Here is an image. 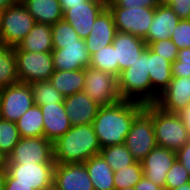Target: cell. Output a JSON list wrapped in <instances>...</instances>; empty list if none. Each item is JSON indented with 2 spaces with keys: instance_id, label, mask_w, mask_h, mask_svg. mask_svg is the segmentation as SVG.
I'll use <instances>...</instances> for the list:
<instances>
[{
  "instance_id": "ab89813d",
  "label": "cell",
  "mask_w": 190,
  "mask_h": 190,
  "mask_svg": "<svg viewBox=\"0 0 190 190\" xmlns=\"http://www.w3.org/2000/svg\"><path fill=\"white\" fill-rule=\"evenodd\" d=\"M160 5L170 8L182 19H190V0H159Z\"/></svg>"
},
{
  "instance_id": "1f68e13d",
  "label": "cell",
  "mask_w": 190,
  "mask_h": 190,
  "mask_svg": "<svg viewBox=\"0 0 190 190\" xmlns=\"http://www.w3.org/2000/svg\"><path fill=\"white\" fill-rule=\"evenodd\" d=\"M35 105L63 103L64 97L49 80L36 81L30 84Z\"/></svg>"
},
{
  "instance_id": "30bf717a",
  "label": "cell",
  "mask_w": 190,
  "mask_h": 190,
  "mask_svg": "<svg viewBox=\"0 0 190 190\" xmlns=\"http://www.w3.org/2000/svg\"><path fill=\"white\" fill-rule=\"evenodd\" d=\"M85 72L83 91L99 106H108L121 100L118 92L117 77L91 66L86 67Z\"/></svg>"
},
{
  "instance_id": "f1b7e54d",
  "label": "cell",
  "mask_w": 190,
  "mask_h": 190,
  "mask_svg": "<svg viewBox=\"0 0 190 190\" xmlns=\"http://www.w3.org/2000/svg\"><path fill=\"white\" fill-rule=\"evenodd\" d=\"M19 82L14 48L0 44V88Z\"/></svg>"
},
{
  "instance_id": "f6af8a7d",
  "label": "cell",
  "mask_w": 190,
  "mask_h": 190,
  "mask_svg": "<svg viewBox=\"0 0 190 190\" xmlns=\"http://www.w3.org/2000/svg\"><path fill=\"white\" fill-rule=\"evenodd\" d=\"M178 117L184 122L188 136L190 138V104L184 109L176 113Z\"/></svg>"
},
{
  "instance_id": "2e32d148",
  "label": "cell",
  "mask_w": 190,
  "mask_h": 190,
  "mask_svg": "<svg viewBox=\"0 0 190 190\" xmlns=\"http://www.w3.org/2000/svg\"><path fill=\"white\" fill-rule=\"evenodd\" d=\"M176 160V152L161 146H156L141 161L143 175L154 184L164 187L166 174Z\"/></svg>"
},
{
  "instance_id": "e0dca14e",
  "label": "cell",
  "mask_w": 190,
  "mask_h": 190,
  "mask_svg": "<svg viewBox=\"0 0 190 190\" xmlns=\"http://www.w3.org/2000/svg\"><path fill=\"white\" fill-rule=\"evenodd\" d=\"M163 111L177 113L190 104V77H173L155 103Z\"/></svg>"
},
{
  "instance_id": "9f6ffc18",
  "label": "cell",
  "mask_w": 190,
  "mask_h": 190,
  "mask_svg": "<svg viewBox=\"0 0 190 190\" xmlns=\"http://www.w3.org/2000/svg\"><path fill=\"white\" fill-rule=\"evenodd\" d=\"M159 190H167L165 187H161Z\"/></svg>"
},
{
  "instance_id": "60d3db41",
  "label": "cell",
  "mask_w": 190,
  "mask_h": 190,
  "mask_svg": "<svg viewBox=\"0 0 190 190\" xmlns=\"http://www.w3.org/2000/svg\"><path fill=\"white\" fill-rule=\"evenodd\" d=\"M176 159L190 173V140L181 149L176 151Z\"/></svg>"
},
{
  "instance_id": "74e56055",
  "label": "cell",
  "mask_w": 190,
  "mask_h": 190,
  "mask_svg": "<svg viewBox=\"0 0 190 190\" xmlns=\"http://www.w3.org/2000/svg\"><path fill=\"white\" fill-rule=\"evenodd\" d=\"M148 47L156 54L164 57L173 63L177 57L179 49L171 39H165L157 42H152Z\"/></svg>"
},
{
  "instance_id": "3957f363",
  "label": "cell",
  "mask_w": 190,
  "mask_h": 190,
  "mask_svg": "<svg viewBox=\"0 0 190 190\" xmlns=\"http://www.w3.org/2000/svg\"><path fill=\"white\" fill-rule=\"evenodd\" d=\"M148 46L140 57L117 77L118 92L123 100L152 104V85L148 73Z\"/></svg>"
},
{
  "instance_id": "8fae6325",
  "label": "cell",
  "mask_w": 190,
  "mask_h": 190,
  "mask_svg": "<svg viewBox=\"0 0 190 190\" xmlns=\"http://www.w3.org/2000/svg\"><path fill=\"white\" fill-rule=\"evenodd\" d=\"M55 163L7 164L4 178H14V184H24L42 190L53 183Z\"/></svg>"
},
{
  "instance_id": "ac0fdd59",
  "label": "cell",
  "mask_w": 190,
  "mask_h": 190,
  "mask_svg": "<svg viewBox=\"0 0 190 190\" xmlns=\"http://www.w3.org/2000/svg\"><path fill=\"white\" fill-rule=\"evenodd\" d=\"M117 29L110 10L106 7L95 19L90 34L85 39L90 56L112 44Z\"/></svg>"
},
{
  "instance_id": "ffe728a7",
  "label": "cell",
  "mask_w": 190,
  "mask_h": 190,
  "mask_svg": "<svg viewBox=\"0 0 190 190\" xmlns=\"http://www.w3.org/2000/svg\"><path fill=\"white\" fill-rule=\"evenodd\" d=\"M112 44L116 50L119 74L130 67L147 48V43L144 39L119 31L116 32Z\"/></svg>"
},
{
  "instance_id": "bcb514c9",
  "label": "cell",
  "mask_w": 190,
  "mask_h": 190,
  "mask_svg": "<svg viewBox=\"0 0 190 190\" xmlns=\"http://www.w3.org/2000/svg\"><path fill=\"white\" fill-rule=\"evenodd\" d=\"M88 1L89 0H59L63 12L68 9V5L85 4Z\"/></svg>"
},
{
  "instance_id": "d4e9b609",
  "label": "cell",
  "mask_w": 190,
  "mask_h": 190,
  "mask_svg": "<svg viewBox=\"0 0 190 190\" xmlns=\"http://www.w3.org/2000/svg\"><path fill=\"white\" fill-rule=\"evenodd\" d=\"M35 22L54 25L63 19L59 0H20Z\"/></svg>"
},
{
  "instance_id": "f5cc1de1",
  "label": "cell",
  "mask_w": 190,
  "mask_h": 190,
  "mask_svg": "<svg viewBox=\"0 0 190 190\" xmlns=\"http://www.w3.org/2000/svg\"><path fill=\"white\" fill-rule=\"evenodd\" d=\"M42 190H57L56 186L52 183L51 185L44 187Z\"/></svg>"
},
{
  "instance_id": "7a4b0ae2",
  "label": "cell",
  "mask_w": 190,
  "mask_h": 190,
  "mask_svg": "<svg viewBox=\"0 0 190 190\" xmlns=\"http://www.w3.org/2000/svg\"><path fill=\"white\" fill-rule=\"evenodd\" d=\"M100 150L93 125H75L53 143V158L58 164L84 163Z\"/></svg>"
},
{
  "instance_id": "f907efd6",
  "label": "cell",
  "mask_w": 190,
  "mask_h": 190,
  "mask_svg": "<svg viewBox=\"0 0 190 190\" xmlns=\"http://www.w3.org/2000/svg\"><path fill=\"white\" fill-rule=\"evenodd\" d=\"M172 190H190V182L184 184V185H181L177 188H174Z\"/></svg>"
},
{
  "instance_id": "ba28073f",
  "label": "cell",
  "mask_w": 190,
  "mask_h": 190,
  "mask_svg": "<svg viewBox=\"0 0 190 190\" xmlns=\"http://www.w3.org/2000/svg\"><path fill=\"white\" fill-rule=\"evenodd\" d=\"M30 84L18 82L0 88V118L16 122L34 105Z\"/></svg>"
},
{
  "instance_id": "d6986e66",
  "label": "cell",
  "mask_w": 190,
  "mask_h": 190,
  "mask_svg": "<svg viewBox=\"0 0 190 190\" xmlns=\"http://www.w3.org/2000/svg\"><path fill=\"white\" fill-rule=\"evenodd\" d=\"M63 103L71 126L92 124L101 107L84 91L65 97Z\"/></svg>"
},
{
  "instance_id": "4dcf8cb0",
  "label": "cell",
  "mask_w": 190,
  "mask_h": 190,
  "mask_svg": "<svg viewBox=\"0 0 190 190\" xmlns=\"http://www.w3.org/2000/svg\"><path fill=\"white\" fill-rule=\"evenodd\" d=\"M91 67L108 72L115 77L119 75V64L116 61V50L113 44L101 48L91 56Z\"/></svg>"
},
{
  "instance_id": "db71d44e",
  "label": "cell",
  "mask_w": 190,
  "mask_h": 190,
  "mask_svg": "<svg viewBox=\"0 0 190 190\" xmlns=\"http://www.w3.org/2000/svg\"><path fill=\"white\" fill-rule=\"evenodd\" d=\"M120 190H135L134 187H126V188H123V189H120Z\"/></svg>"
},
{
  "instance_id": "52a82bcc",
  "label": "cell",
  "mask_w": 190,
  "mask_h": 190,
  "mask_svg": "<svg viewBox=\"0 0 190 190\" xmlns=\"http://www.w3.org/2000/svg\"><path fill=\"white\" fill-rule=\"evenodd\" d=\"M124 144L139 162L157 146L152 117L144 109L133 120Z\"/></svg>"
},
{
  "instance_id": "83f0119b",
  "label": "cell",
  "mask_w": 190,
  "mask_h": 190,
  "mask_svg": "<svg viewBox=\"0 0 190 190\" xmlns=\"http://www.w3.org/2000/svg\"><path fill=\"white\" fill-rule=\"evenodd\" d=\"M15 123L21 137L44 136L43 114L39 105L34 104Z\"/></svg>"
},
{
  "instance_id": "9a60e30c",
  "label": "cell",
  "mask_w": 190,
  "mask_h": 190,
  "mask_svg": "<svg viewBox=\"0 0 190 190\" xmlns=\"http://www.w3.org/2000/svg\"><path fill=\"white\" fill-rule=\"evenodd\" d=\"M53 184L57 190H94L84 163H55Z\"/></svg>"
},
{
  "instance_id": "b9f144b4",
  "label": "cell",
  "mask_w": 190,
  "mask_h": 190,
  "mask_svg": "<svg viewBox=\"0 0 190 190\" xmlns=\"http://www.w3.org/2000/svg\"><path fill=\"white\" fill-rule=\"evenodd\" d=\"M190 77V63L174 61L172 63V77Z\"/></svg>"
},
{
  "instance_id": "f546056e",
  "label": "cell",
  "mask_w": 190,
  "mask_h": 190,
  "mask_svg": "<svg viewBox=\"0 0 190 190\" xmlns=\"http://www.w3.org/2000/svg\"><path fill=\"white\" fill-rule=\"evenodd\" d=\"M100 155L109 164L113 171L126 168L136 162L125 144L101 148Z\"/></svg>"
},
{
  "instance_id": "603a6c76",
  "label": "cell",
  "mask_w": 190,
  "mask_h": 190,
  "mask_svg": "<svg viewBox=\"0 0 190 190\" xmlns=\"http://www.w3.org/2000/svg\"><path fill=\"white\" fill-rule=\"evenodd\" d=\"M148 71L152 85V104H154L173 78L172 63L148 47Z\"/></svg>"
},
{
  "instance_id": "8992f818",
  "label": "cell",
  "mask_w": 190,
  "mask_h": 190,
  "mask_svg": "<svg viewBox=\"0 0 190 190\" xmlns=\"http://www.w3.org/2000/svg\"><path fill=\"white\" fill-rule=\"evenodd\" d=\"M19 82L49 80L54 73L52 52L14 51Z\"/></svg>"
},
{
  "instance_id": "5bb4252c",
  "label": "cell",
  "mask_w": 190,
  "mask_h": 190,
  "mask_svg": "<svg viewBox=\"0 0 190 190\" xmlns=\"http://www.w3.org/2000/svg\"><path fill=\"white\" fill-rule=\"evenodd\" d=\"M52 57L54 70H81L91 64L85 40L80 38L77 43L61 44L60 49H53Z\"/></svg>"
},
{
  "instance_id": "7bdbcfd3",
  "label": "cell",
  "mask_w": 190,
  "mask_h": 190,
  "mask_svg": "<svg viewBox=\"0 0 190 190\" xmlns=\"http://www.w3.org/2000/svg\"><path fill=\"white\" fill-rule=\"evenodd\" d=\"M3 190H33V189L28 185L14 184V178H4Z\"/></svg>"
},
{
  "instance_id": "c3c4849f",
  "label": "cell",
  "mask_w": 190,
  "mask_h": 190,
  "mask_svg": "<svg viewBox=\"0 0 190 190\" xmlns=\"http://www.w3.org/2000/svg\"><path fill=\"white\" fill-rule=\"evenodd\" d=\"M19 0H0V11H3L7 7L16 4Z\"/></svg>"
},
{
  "instance_id": "7c38bea8",
  "label": "cell",
  "mask_w": 190,
  "mask_h": 190,
  "mask_svg": "<svg viewBox=\"0 0 190 190\" xmlns=\"http://www.w3.org/2000/svg\"><path fill=\"white\" fill-rule=\"evenodd\" d=\"M117 31L144 39L153 21L155 8H108Z\"/></svg>"
},
{
  "instance_id": "7402d4cb",
  "label": "cell",
  "mask_w": 190,
  "mask_h": 190,
  "mask_svg": "<svg viewBox=\"0 0 190 190\" xmlns=\"http://www.w3.org/2000/svg\"><path fill=\"white\" fill-rule=\"evenodd\" d=\"M180 20L170 6L158 5L154 10L153 21L148 34L144 38L147 46L152 42L170 39Z\"/></svg>"
},
{
  "instance_id": "8d00e7d4",
  "label": "cell",
  "mask_w": 190,
  "mask_h": 190,
  "mask_svg": "<svg viewBox=\"0 0 190 190\" xmlns=\"http://www.w3.org/2000/svg\"><path fill=\"white\" fill-rule=\"evenodd\" d=\"M170 39L179 50L190 48V19L180 20Z\"/></svg>"
},
{
  "instance_id": "6da1fadb",
  "label": "cell",
  "mask_w": 190,
  "mask_h": 190,
  "mask_svg": "<svg viewBox=\"0 0 190 190\" xmlns=\"http://www.w3.org/2000/svg\"><path fill=\"white\" fill-rule=\"evenodd\" d=\"M144 107L140 102L123 99L100 107L92 125L101 148L124 144L133 120Z\"/></svg>"
},
{
  "instance_id": "f35d334b",
  "label": "cell",
  "mask_w": 190,
  "mask_h": 190,
  "mask_svg": "<svg viewBox=\"0 0 190 190\" xmlns=\"http://www.w3.org/2000/svg\"><path fill=\"white\" fill-rule=\"evenodd\" d=\"M158 5L159 0H111L107 3V8H156Z\"/></svg>"
},
{
  "instance_id": "11a10c76",
  "label": "cell",
  "mask_w": 190,
  "mask_h": 190,
  "mask_svg": "<svg viewBox=\"0 0 190 190\" xmlns=\"http://www.w3.org/2000/svg\"><path fill=\"white\" fill-rule=\"evenodd\" d=\"M1 21H2V11H0V33H1Z\"/></svg>"
},
{
  "instance_id": "d6a6232c",
  "label": "cell",
  "mask_w": 190,
  "mask_h": 190,
  "mask_svg": "<svg viewBox=\"0 0 190 190\" xmlns=\"http://www.w3.org/2000/svg\"><path fill=\"white\" fill-rule=\"evenodd\" d=\"M143 169L141 162L136 161L134 164L114 171L115 190H120L126 187H134L143 178Z\"/></svg>"
},
{
  "instance_id": "816d5d0a",
  "label": "cell",
  "mask_w": 190,
  "mask_h": 190,
  "mask_svg": "<svg viewBox=\"0 0 190 190\" xmlns=\"http://www.w3.org/2000/svg\"><path fill=\"white\" fill-rule=\"evenodd\" d=\"M4 187V172H0V190Z\"/></svg>"
},
{
  "instance_id": "836d02e7",
  "label": "cell",
  "mask_w": 190,
  "mask_h": 190,
  "mask_svg": "<svg viewBox=\"0 0 190 190\" xmlns=\"http://www.w3.org/2000/svg\"><path fill=\"white\" fill-rule=\"evenodd\" d=\"M20 138L16 123L0 118V151L8 157Z\"/></svg>"
},
{
  "instance_id": "cb8c5ba5",
  "label": "cell",
  "mask_w": 190,
  "mask_h": 190,
  "mask_svg": "<svg viewBox=\"0 0 190 190\" xmlns=\"http://www.w3.org/2000/svg\"><path fill=\"white\" fill-rule=\"evenodd\" d=\"M13 48L14 51L52 52L51 25L36 22L31 31Z\"/></svg>"
},
{
  "instance_id": "277c9868",
  "label": "cell",
  "mask_w": 190,
  "mask_h": 190,
  "mask_svg": "<svg viewBox=\"0 0 190 190\" xmlns=\"http://www.w3.org/2000/svg\"><path fill=\"white\" fill-rule=\"evenodd\" d=\"M144 110L152 117L158 146L176 152L190 140L186 126L177 114L165 112L155 103L145 104Z\"/></svg>"
},
{
  "instance_id": "ee69618b",
  "label": "cell",
  "mask_w": 190,
  "mask_h": 190,
  "mask_svg": "<svg viewBox=\"0 0 190 190\" xmlns=\"http://www.w3.org/2000/svg\"><path fill=\"white\" fill-rule=\"evenodd\" d=\"M161 187L143 176V178L134 186L135 190H159Z\"/></svg>"
},
{
  "instance_id": "e575fe53",
  "label": "cell",
  "mask_w": 190,
  "mask_h": 190,
  "mask_svg": "<svg viewBox=\"0 0 190 190\" xmlns=\"http://www.w3.org/2000/svg\"><path fill=\"white\" fill-rule=\"evenodd\" d=\"M53 49H60L61 44L77 43L79 36L64 19L51 25Z\"/></svg>"
},
{
  "instance_id": "4316f807",
  "label": "cell",
  "mask_w": 190,
  "mask_h": 190,
  "mask_svg": "<svg viewBox=\"0 0 190 190\" xmlns=\"http://www.w3.org/2000/svg\"><path fill=\"white\" fill-rule=\"evenodd\" d=\"M85 77V68L72 71L54 70L49 81L65 98L84 90Z\"/></svg>"
},
{
  "instance_id": "681fc988",
  "label": "cell",
  "mask_w": 190,
  "mask_h": 190,
  "mask_svg": "<svg viewBox=\"0 0 190 190\" xmlns=\"http://www.w3.org/2000/svg\"><path fill=\"white\" fill-rule=\"evenodd\" d=\"M7 165V156L0 151V172H4L6 170Z\"/></svg>"
},
{
  "instance_id": "4fadbf2b",
  "label": "cell",
  "mask_w": 190,
  "mask_h": 190,
  "mask_svg": "<svg viewBox=\"0 0 190 190\" xmlns=\"http://www.w3.org/2000/svg\"><path fill=\"white\" fill-rule=\"evenodd\" d=\"M107 7L103 0H89L85 4L68 5L63 12V19L77 32L80 39L90 34L95 19Z\"/></svg>"
},
{
  "instance_id": "9c48e42d",
  "label": "cell",
  "mask_w": 190,
  "mask_h": 190,
  "mask_svg": "<svg viewBox=\"0 0 190 190\" xmlns=\"http://www.w3.org/2000/svg\"><path fill=\"white\" fill-rule=\"evenodd\" d=\"M55 163L53 143L44 136L21 137L7 157V164Z\"/></svg>"
},
{
  "instance_id": "d590c367",
  "label": "cell",
  "mask_w": 190,
  "mask_h": 190,
  "mask_svg": "<svg viewBox=\"0 0 190 190\" xmlns=\"http://www.w3.org/2000/svg\"><path fill=\"white\" fill-rule=\"evenodd\" d=\"M190 182V173L186 168L176 159L171 169L166 174L164 187L167 190H172L181 185Z\"/></svg>"
},
{
  "instance_id": "5b68a950",
  "label": "cell",
  "mask_w": 190,
  "mask_h": 190,
  "mask_svg": "<svg viewBox=\"0 0 190 190\" xmlns=\"http://www.w3.org/2000/svg\"><path fill=\"white\" fill-rule=\"evenodd\" d=\"M35 19L20 0L2 11L0 44L15 47L31 31Z\"/></svg>"
},
{
  "instance_id": "484cf974",
  "label": "cell",
  "mask_w": 190,
  "mask_h": 190,
  "mask_svg": "<svg viewBox=\"0 0 190 190\" xmlns=\"http://www.w3.org/2000/svg\"><path fill=\"white\" fill-rule=\"evenodd\" d=\"M94 190H115L114 171L99 154L84 162Z\"/></svg>"
},
{
  "instance_id": "44dd1931",
  "label": "cell",
  "mask_w": 190,
  "mask_h": 190,
  "mask_svg": "<svg viewBox=\"0 0 190 190\" xmlns=\"http://www.w3.org/2000/svg\"><path fill=\"white\" fill-rule=\"evenodd\" d=\"M40 108L43 114L44 137L54 143L71 128L64 103L40 105Z\"/></svg>"
},
{
  "instance_id": "7dc6e473",
  "label": "cell",
  "mask_w": 190,
  "mask_h": 190,
  "mask_svg": "<svg viewBox=\"0 0 190 190\" xmlns=\"http://www.w3.org/2000/svg\"><path fill=\"white\" fill-rule=\"evenodd\" d=\"M175 61L190 63V48L180 49L178 52V57Z\"/></svg>"
}]
</instances>
